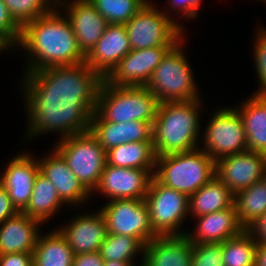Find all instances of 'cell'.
<instances>
[{"label":"cell","instance_id":"obj_42","mask_svg":"<svg viewBox=\"0 0 266 266\" xmlns=\"http://www.w3.org/2000/svg\"><path fill=\"white\" fill-rule=\"evenodd\" d=\"M255 266H266V244L257 245L255 251Z\"/></svg>","mask_w":266,"mask_h":266},{"label":"cell","instance_id":"obj_16","mask_svg":"<svg viewBox=\"0 0 266 266\" xmlns=\"http://www.w3.org/2000/svg\"><path fill=\"white\" fill-rule=\"evenodd\" d=\"M50 152L40 159L37 157L39 171L55 186L61 200L69 206L68 209L87 205L93 194L82 185L54 148Z\"/></svg>","mask_w":266,"mask_h":266},{"label":"cell","instance_id":"obj_32","mask_svg":"<svg viewBox=\"0 0 266 266\" xmlns=\"http://www.w3.org/2000/svg\"><path fill=\"white\" fill-rule=\"evenodd\" d=\"M109 24L130 21L149 0H88Z\"/></svg>","mask_w":266,"mask_h":266},{"label":"cell","instance_id":"obj_25","mask_svg":"<svg viewBox=\"0 0 266 266\" xmlns=\"http://www.w3.org/2000/svg\"><path fill=\"white\" fill-rule=\"evenodd\" d=\"M66 204L59 197L55 186L39 171L27 206L21 211L42 224L48 223Z\"/></svg>","mask_w":266,"mask_h":266},{"label":"cell","instance_id":"obj_14","mask_svg":"<svg viewBox=\"0 0 266 266\" xmlns=\"http://www.w3.org/2000/svg\"><path fill=\"white\" fill-rule=\"evenodd\" d=\"M152 177L153 174L147 169L121 168L106 164L92 193H99L103 198H109L108 201L145 199Z\"/></svg>","mask_w":266,"mask_h":266},{"label":"cell","instance_id":"obj_11","mask_svg":"<svg viewBox=\"0 0 266 266\" xmlns=\"http://www.w3.org/2000/svg\"><path fill=\"white\" fill-rule=\"evenodd\" d=\"M101 207L108 233L131 236L144 245L158 236L151 226L144 199H114Z\"/></svg>","mask_w":266,"mask_h":266},{"label":"cell","instance_id":"obj_26","mask_svg":"<svg viewBox=\"0 0 266 266\" xmlns=\"http://www.w3.org/2000/svg\"><path fill=\"white\" fill-rule=\"evenodd\" d=\"M192 218L207 215L234 205V194L216 176L189 197Z\"/></svg>","mask_w":266,"mask_h":266},{"label":"cell","instance_id":"obj_33","mask_svg":"<svg viewBox=\"0 0 266 266\" xmlns=\"http://www.w3.org/2000/svg\"><path fill=\"white\" fill-rule=\"evenodd\" d=\"M3 3L21 28L26 23L46 15L56 6V0H3Z\"/></svg>","mask_w":266,"mask_h":266},{"label":"cell","instance_id":"obj_41","mask_svg":"<svg viewBox=\"0 0 266 266\" xmlns=\"http://www.w3.org/2000/svg\"><path fill=\"white\" fill-rule=\"evenodd\" d=\"M100 251L74 255L72 266H103Z\"/></svg>","mask_w":266,"mask_h":266},{"label":"cell","instance_id":"obj_44","mask_svg":"<svg viewBox=\"0 0 266 266\" xmlns=\"http://www.w3.org/2000/svg\"><path fill=\"white\" fill-rule=\"evenodd\" d=\"M10 51V49L0 40V53L5 51Z\"/></svg>","mask_w":266,"mask_h":266},{"label":"cell","instance_id":"obj_38","mask_svg":"<svg viewBox=\"0 0 266 266\" xmlns=\"http://www.w3.org/2000/svg\"><path fill=\"white\" fill-rule=\"evenodd\" d=\"M245 231L255 239L257 245L266 244V212L249 224Z\"/></svg>","mask_w":266,"mask_h":266},{"label":"cell","instance_id":"obj_37","mask_svg":"<svg viewBox=\"0 0 266 266\" xmlns=\"http://www.w3.org/2000/svg\"><path fill=\"white\" fill-rule=\"evenodd\" d=\"M201 1L202 0H168V3L166 4L167 6L165 7V10L163 8V12L166 16H169L170 18L174 19V21L185 31L187 32L184 28V25L179 23L178 21L182 20H177L172 16L171 13H175L179 18L182 17L185 19H189L190 21L195 18H197L199 15V7L201 6ZM169 6V8H168ZM168 10H167V9ZM174 11V12H173ZM172 16V17H171ZM183 26V27H182Z\"/></svg>","mask_w":266,"mask_h":266},{"label":"cell","instance_id":"obj_34","mask_svg":"<svg viewBox=\"0 0 266 266\" xmlns=\"http://www.w3.org/2000/svg\"><path fill=\"white\" fill-rule=\"evenodd\" d=\"M255 33L254 42L252 41V57L259 86L254 93H266V28L260 26L259 23V27Z\"/></svg>","mask_w":266,"mask_h":266},{"label":"cell","instance_id":"obj_8","mask_svg":"<svg viewBox=\"0 0 266 266\" xmlns=\"http://www.w3.org/2000/svg\"><path fill=\"white\" fill-rule=\"evenodd\" d=\"M151 0L125 24L132 50L173 47L185 31Z\"/></svg>","mask_w":266,"mask_h":266},{"label":"cell","instance_id":"obj_27","mask_svg":"<svg viewBox=\"0 0 266 266\" xmlns=\"http://www.w3.org/2000/svg\"><path fill=\"white\" fill-rule=\"evenodd\" d=\"M40 233L33 251L34 266H72L74 253L57 228Z\"/></svg>","mask_w":266,"mask_h":266},{"label":"cell","instance_id":"obj_23","mask_svg":"<svg viewBox=\"0 0 266 266\" xmlns=\"http://www.w3.org/2000/svg\"><path fill=\"white\" fill-rule=\"evenodd\" d=\"M142 266H192V243L186 235L156 236L144 245Z\"/></svg>","mask_w":266,"mask_h":266},{"label":"cell","instance_id":"obj_40","mask_svg":"<svg viewBox=\"0 0 266 266\" xmlns=\"http://www.w3.org/2000/svg\"><path fill=\"white\" fill-rule=\"evenodd\" d=\"M19 211L12 204L8 192L0 184V225L7 219L16 215Z\"/></svg>","mask_w":266,"mask_h":266},{"label":"cell","instance_id":"obj_24","mask_svg":"<svg viewBox=\"0 0 266 266\" xmlns=\"http://www.w3.org/2000/svg\"><path fill=\"white\" fill-rule=\"evenodd\" d=\"M233 107L241 116L248 150L266 154V93H253Z\"/></svg>","mask_w":266,"mask_h":266},{"label":"cell","instance_id":"obj_15","mask_svg":"<svg viewBox=\"0 0 266 266\" xmlns=\"http://www.w3.org/2000/svg\"><path fill=\"white\" fill-rule=\"evenodd\" d=\"M266 154L244 151L216 161V177L235 195L263 179Z\"/></svg>","mask_w":266,"mask_h":266},{"label":"cell","instance_id":"obj_10","mask_svg":"<svg viewBox=\"0 0 266 266\" xmlns=\"http://www.w3.org/2000/svg\"><path fill=\"white\" fill-rule=\"evenodd\" d=\"M213 110L210 119L202 130V148L215 162L225 156L248 150L243 120L232 106Z\"/></svg>","mask_w":266,"mask_h":266},{"label":"cell","instance_id":"obj_30","mask_svg":"<svg viewBox=\"0 0 266 266\" xmlns=\"http://www.w3.org/2000/svg\"><path fill=\"white\" fill-rule=\"evenodd\" d=\"M99 251L104 261L137 263L139 261L135 260L141 257L139 263L141 266L143 264L144 244L131 236L108 233Z\"/></svg>","mask_w":266,"mask_h":266},{"label":"cell","instance_id":"obj_36","mask_svg":"<svg viewBox=\"0 0 266 266\" xmlns=\"http://www.w3.org/2000/svg\"><path fill=\"white\" fill-rule=\"evenodd\" d=\"M21 37V27L10 16L3 0H0V40L10 49L17 50Z\"/></svg>","mask_w":266,"mask_h":266},{"label":"cell","instance_id":"obj_21","mask_svg":"<svg viewBox=\"0 0 266 266\" xmlns=\"http://www.w3.org/2000/svg\"><path fill=\"white\" fill-rule=\"evenodd\" d=\"M194 219L197 220L194 230L185 234L191 243H222L245 230L239 222L235 205Z\"/></svg>","mask_w":266,"mask_h":266},{"label":"cell","instance_id":"obj_13","mask_svg":"<svg viewBox=\"0 0 266 266\" xmlns=\"http://www.w3.org/2000/svg\"><path fill=\"white\" fill-rule=\"evenodd\" d=\"M56 6L70 21L78 46L87 56L102 37L108 21L88 0H56Z\"/></svg>","mask_w":266,"mask_h":266},{"label":"cell","instance_id":"obj_31","mask_svg":"<svg viewBox=\"0 0 266 266\" xmlns=\"http://www.w3.org/2000/svg\"><path fill=\"white\" fill-rule=\"evenodd\" d=\"M257 243L245 230L222 242L224 266H255Z\"/></svg>","mask_w":266,"mask_h":266},{"label":"cell","instance_id":"obj_7","mask_svg":"<svg viewBox=\"0 0 266 266\" xmlns=\"http://www.w3.org/2000/svg\"><path fill=\"white\" fill-rule=\"evenodd\" d=\"M53 148L64 158L70 170L92 194L106 165V150L90 131L62 138Z\"/></svg>","mask_w":266,"mask_h":266},{"label":"cell","instance_id":"obj_20","mask_svg":"<svg viewBox=\"0 0 266 266\" xmlns=\"http://www.w3.org/2000/svg\"><path fill=\"white\" fill-rule=\"evenodd\" d=\"M89 131L106 151L131 142H152V125L149 122L132 120L113 123L104 120L96 111L90 119Z\"/></svg>","mask_w":266,"mask_h":266},{"label":"cell","instance_id":"obj_39","mask_svg":"<svg viewBox=\"0 0 266 266\" xmlns=\"http://www.w3.org/2000/svg\"><path fill=\"white\" fill-rule=\"evenodd\" d=\"M0 266H34L33 253H10L0 255Z\"/></svg>","mask_w":266,"mask_h":266},{"label":"cell","instance_id":"obj_28","mask_svg":"<svg viewBox=\"0 0 266 266\" xmlns=\"http://www.w3.org/2000/svg\"><path fill=\"white\" fill-rule=\"evenodd\" d=\"M156 158L153 142H131L106 151V164L121 168L147 169L153 175Z\"/></svg>","mask_w":266,"mask_h":266},{"label":"cell","instance_id":"obj_9","mask_svg":"<svg viewBox=\"0 0 266 266\" xmlns=\"http://www.w3.org/2000/svg\"><path fill=\"white\" fill-rule=\"evenodd\" d=\"M150 223L158 236L185 235L182 225L189 215V196L152 177L145 196Z\"/></svg>","mask_w":266,"mask_h":266},{"label":"cell","instance_id":"obj_5","mask_svg":"<svg viewBox=\"0 0 266 266\" xmlns=\"http://www.w3.org/2000/svg\"><path fill=\"white\" fill-rule=\"evenodd\" d=\"M159 102L145 86H111L104 80L98 91L96 112L113 123L139 120L151 125Z\"/></svg>","mask_w":266,"mask_h":266},{"label":"cell","instance_id":"obj_17","mask_svg":"<svg viewBox=\"0 0 266 266\" xmlns=\"http://www.w3.org/2000/svg\"><path fill=\"white\" fill-rule=\"evenodd\" d=\"M96 211L77 213L69 222L66 221L67 224L56 227L68 241L74 255L99 251L105 241L107 223L101 210Z\"/></svg>","mask_w":266,"mask_h":266},{"label":"cell","instance_id":"obj_29","mask_svg":"<svg viewBox=\"0 0 266 266\" xmlns=\"http://www.w3.org/2000/svg\"><path fill=\"white\" fill-rule=\"evenodd\" d=\"M234 205L240 224L246 228L266 212V183L262 179L234 195Z\"/></svg>","mask_w":266,"mask_h":266},{"label":"cell","instance_id":"obj_6","mask_svg":"<svg viewBox=\"0 0 266 266\" xmlns=\"http://www.w3.org/2000/svg\"><path fill=\"white\" fill-rule=\"evenodd\" d=\"M216 162L202 149L156 158L154 177L163 185L191 196L216 176Z\"/></svg>","mask_w":266,"mask_h":266},{"label":"cell","instance_id":"obj_35","mask_svg":"<svg viewBox=\"0 0 266 266\" xmlns=\"http://www.w3.org/2000/svg\"><path fill=\"white\" fill-rule=\"evenodd\" d=\"M192 266H224L222 243H192Z\"/></svg>","mask_w":266,"mask_h":266},{"label":"cell","instance_id":"obj_1","mask_svg":"<svg viewBox=\"0 0 266 266\" xmlns=\"http://www.w3.org/2000/svg\"><path fill=\"white\" fill-rule=\"evenodd\" d=\"M21 75L27 142L45 134L55 133L60 140L89 131L104 80L96 71L82 62Z\"/></svg>","mask_w":266,"mask_h":266},{"label":"cell","instance_id":"obj_22","mask_svg":"<svg viewBox=\"0 0 266 266\" xmlns=\"http://www.w3.org/2000/svg\"><path fill=\"white\" fill-rule=\"evenodd\" d=\"M42 225L23 212L7 218L0 225V255L33 253Z\"/></svg>","mask_w":266,"mask_h":266},{"label":"cell","instance_id":"obj_12","mask_svg":"<svg viewBox=\"0 0 266 266\" xmlns=\"http://www.w3.org/2000/svg\"><path fill=\"white\" fill-rule=\"evenodd\" d=\"M172 47L131 50L104 78L111 86H146L155 68Z\"/></svg>","mask_w":266,"mask_h":266},{"label":"cell","instance_id":"obj_43","mask_svg":"<svg viewBox=\"0 0 266 266\" xmlns=\"http://www.w3.org/2000/svg\"><path fill=\"white\" fill-rule=\"evenodd\" d=\"M134 262H119V261H104L103 266H138V264ZM139 266H141L139 264Z\"/></svg>","mask_w":266,"mask_h":266},{"label":"cell","instance_id":"obj_18","mask_svg":"<svg viewBox=\"0 0 266 266\" xmlns=\"http://www.w3.org/2000/svg\"><path fill=\"white\" fill-rule=\"evenodd\" d=\"M33 153L19 152L10 159L4 172L0 173V184L8 192L12 204L21 212L28 204L33 184L39 172V163Z\"/></svg>","mask_w":266,"mask_h":266},{"label":"cell","instance_id":"obj_3","mask_svg":"<svg viewBox=\"0 0 266 266\" xmlns=\"http://www.w3.org/2000/svg\"><path fill=\"white\" fill-rule=\"evenodd\" d=\"M202 99L160 103L152 124V142L157 157L188 152L200 145ZM199 139V140H198Z\"/></svg>","mask_w":266,"mask_h":266},{"label":"cell","instance_id":"obj_2","mask_svg":"<svg viewBox=\"0 0 266 266\" xmlns=\"http://www.w3.org/2000/svg\"><path fill=\"white\" fill-rule=\"evenodd\" d=\"M17 49L26 52L28 58L23 72L71 66L86 60L70 21L57 6L21 28Z\"/></svg>","mask_w":266,"mask_h":266},{"label":"cell","instance_id":"obj_45","mask_svg":"<svg viewBox=\"0 0 266 266\" xmlns=\"http://www.w3.org/2000/svg\"><path fill=\"white\" fill-rule=\"evenodd\" d=\"M263 180H264L265 183H266V165H265V170H264Z\"/></svg>","mask_w":266,"mask_h":266},{"label":"cell","instance_id":"obj_19","mask_svg":"<svg viewBox=\"0 0 266 266\" xmlns=\"http://www.w3.org/2000/svg\"><path fill=\"white\" fill-rule=\"evenodd\" d=\"M131 50L125 25L108 24L85 63L104 79Z\"/></svg>","mask_w":266,"mask_h":266},{"label":"cell","instance_id":"obj_4","mask_svg":"<svg viewBox=\"0 0 266 266\" xmlns=\"http://www.w3.org/2000/svg\"><path fill=\"white\" fill-rule=\"evenodd\" d=\"M185 41L183 37L166 53L145 86L159 103L201 99L192 64L185 54Z\"/></svg>","mask_w":266,"mask_h":266}]
</instances>
